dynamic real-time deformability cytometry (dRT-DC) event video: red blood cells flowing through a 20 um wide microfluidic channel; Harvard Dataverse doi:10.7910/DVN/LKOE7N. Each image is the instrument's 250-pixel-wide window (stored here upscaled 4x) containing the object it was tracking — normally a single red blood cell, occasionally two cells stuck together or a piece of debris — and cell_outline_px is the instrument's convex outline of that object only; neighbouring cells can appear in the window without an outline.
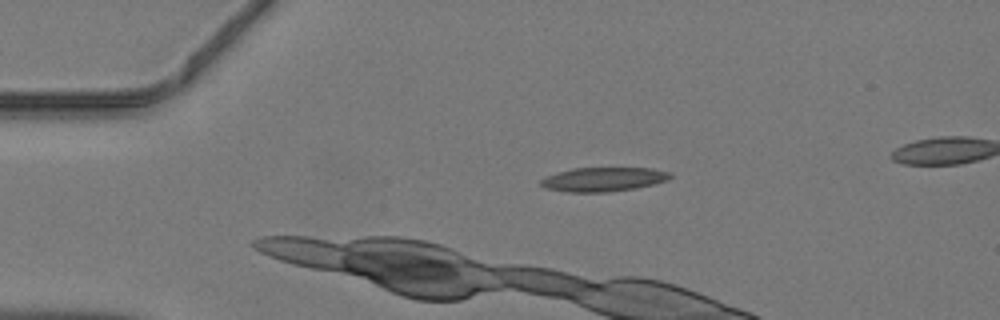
{"species": "common noctule bat (a hibernating species)", "species_latin": "Nyctalus noctula", "temperature_condition": "warm", "stored_images_in_passage": 6, "camera_frame_rate_fps": 3000, "um_per_image_px": 0.085, "animal": {"sex": "male", "body_mass_g": 19.2, "forearm_length_mm": 51.8}, "frame": {"image": 1, "passage_image": 2, "time_ms": 0.333, "image_size_px": [1000, 320], "cell_outline_px": [[672, 176], [668, 180], [636, 188], [608, 192], [568, 192], [544, 188], [540, 184], [540, 180], [556, 172], [572, 168], [652, 168], [668, 172]], "centroid_in_image_um": [51.26, 15.24], "position_along_channel_um": 33.7, "area_um2": 18.15}}